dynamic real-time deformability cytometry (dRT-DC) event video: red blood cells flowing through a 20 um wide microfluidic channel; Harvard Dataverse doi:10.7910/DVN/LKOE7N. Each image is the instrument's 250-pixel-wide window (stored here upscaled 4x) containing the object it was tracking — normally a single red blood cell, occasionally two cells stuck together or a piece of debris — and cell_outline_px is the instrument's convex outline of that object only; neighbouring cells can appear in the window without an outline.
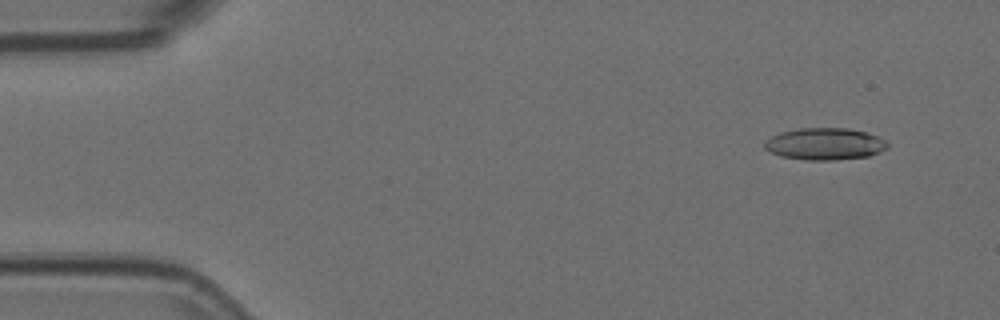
{"species": "Egyptian fruit bat (a non-hibernating species)", "species_latin": "Rousettus aegyptiacus", "temperature_condition": "room temperature", "stored_images_in_passage": 47, "camera_frame_rate_fps": 3000, "um_per_image_px": 0.085, "animal": {"sex": "female"}, "frame": {"image": 1, "passage_image": 4, "time_ms": 1.0, "image_size_px": [1000, 320], "cell_outline_px": [[888, 148], [880, 152], [868, 156], [836, 160], [808, 160], [780, 156], [768, 152], [764, 148], [764, 140], [780, 132], [800, 128], [848, 128], [864, 132], [876, 136], [884, 140], [888, 144]], "centroid_in_image_um": [70.07, 12.24], "position_along_channel_um": 14.9, "area_um2": 22.95}}
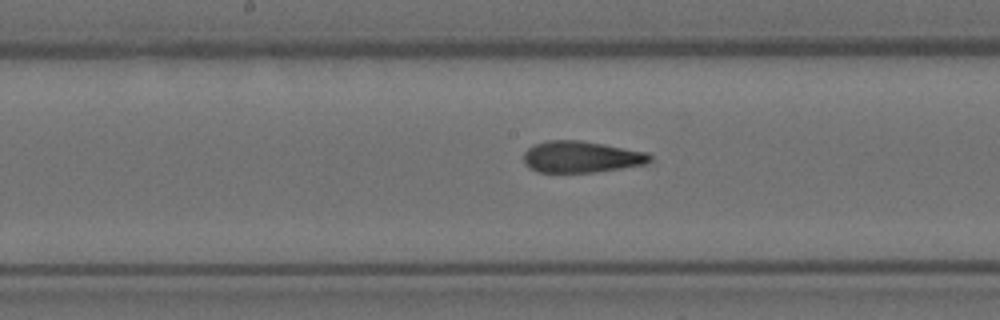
{"frame": {"image": 2, "passage_image": 27, "time_ms": 8.667, "image_size_px": [1000, 320], "cell_outline_px": [[652, 160], [644, 164], [596, 172], [536, 172], [528, 168], [524, 164], [524, 152], [528, 148], [536, 144], [548, 140], [580, 140], [604, 144], [648, 152], [652, 156]], "centroid_in_image_um": [49.39, 13.33], "position_along_channel_um": 198.8, "area_um2": 23.24}}
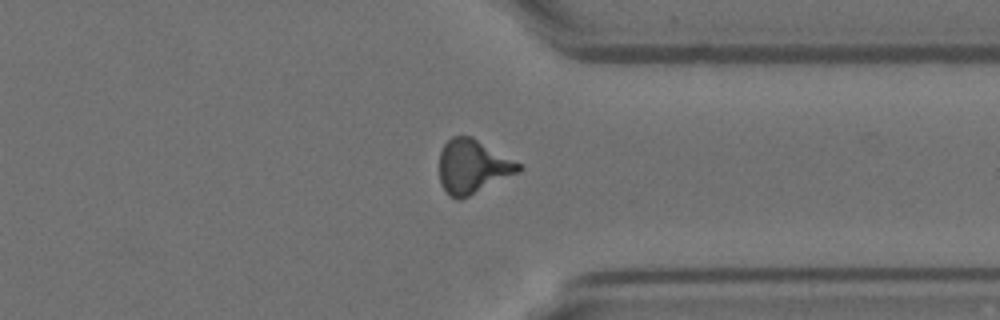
{"frame": {"image": 3, "passage_image": 41, "time_ms": 13.333, "image_size_px": [1000, 320], "cell_outline_px": [[520, 172], [460, 200], [456, 200], [448, 196], [440, 184], [440, 152], [444, 144], [452, 136], [472, 136], [520, 164]], "centroid_in_image_um": [40.14, 14.18], "position_along_channel_um": 371.3, "area_um2": 24.8}, "authors_computed_cell_mechanics": {"area_um2": 23.3512, "velocity_mm_per_s": 3.7611, "shape_relaxation_time_tau1_ms": 9.5873, "shape_relaxation_time_tau2_ms": 2.4726, "deformation_change_tau1": 0.2711, "deformation_change_tau2": 0.0999}}